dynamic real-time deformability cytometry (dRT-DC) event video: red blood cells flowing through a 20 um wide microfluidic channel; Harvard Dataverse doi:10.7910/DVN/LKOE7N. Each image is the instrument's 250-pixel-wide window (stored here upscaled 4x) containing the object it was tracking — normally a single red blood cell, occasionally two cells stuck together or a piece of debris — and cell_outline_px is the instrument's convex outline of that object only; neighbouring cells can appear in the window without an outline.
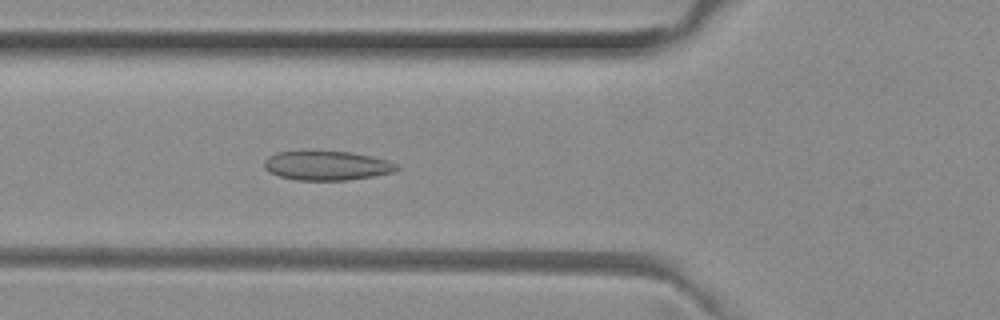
{"species": "common noctule bat (a hibernating species)", "species_latin": "Nyctalus noctula", "temperature_condition": "room temperature", "stored_images_in_passage": 41, "camera_frame_rate_fps": 3000, "um_per_image_px": 0.085, "animal": {"sex": "female", "body_mass_g": 29.2, "forearm_length_mm": 56.3}, "frame": {"image": 1, "passage_image": 11, "time_ms": 3.333, "image_size_px": [1000, 320], "cell_outline_px": [[400, 168], [396, 172], [376, 176], [348, 180], [296, 180], [280, 176], [268, 172], [264, 168], [264, 160], [268, 156], [276, 152], [348, 152], [372, 156], [388, 160], [400, 164]], "centroid_in_image_um": [27.84, 14.09], "position_along_channel_um": 98.0, "area_um2": 22.72}}
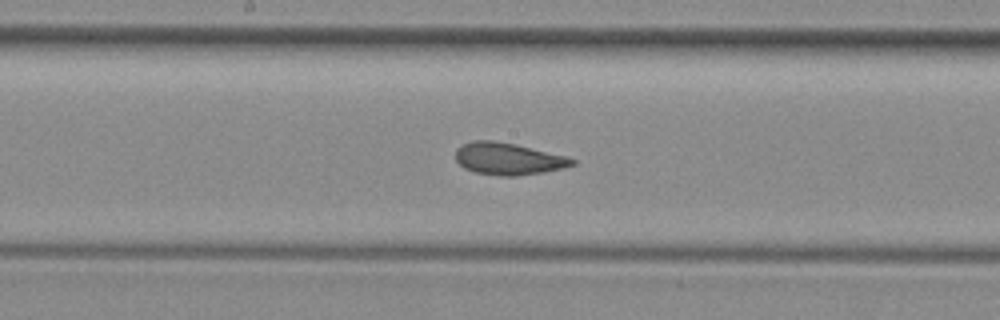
{"frame": {"image": 2, "passage_image": 19, "time_ms": 6.0, "image_size_px": [1000, 320], "cell_outline_px": [[576, 164], [564, 168], [544, 172], [516, 176], [500, 176], [472, 172], [464, 168], [456, 160], [456, 148], [460, 144], [472, 140], [492, 140], [516, 144], [568, 156], [576, 160]], "centroid_in_image_um": [43.2, 13.49], "position_along_channel_um": 205.0, "area_um2": 22.14}}
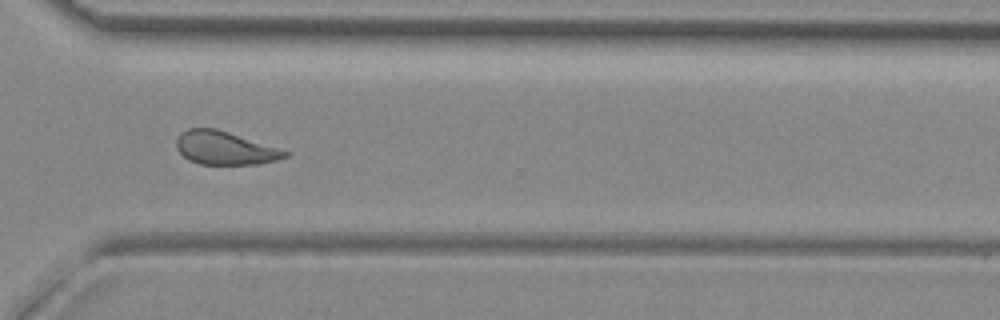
{"frame": {"image": 3, "passage_image": 30, "time_ms": 9.667, "image_size_px": [1000, 320], "cell_outline_px": [[292, 152], [288, 156], [276, 160], [260, 164], [200, 164], [188, 160], [176, 148], [176, 140], [180, 132], [188, 128], [216, 128]], "centroid_in_image_um": [19.11, 12.58], "position_along_channel_um": 351.5, "area_um2": 21.15}, "authors_computed_cell_mechanics": {"area_um2": 21.7906, "velocity_mm_per_s": 3.9945, "shape_relaxation_time_tau1_ms": null, "shape_relaxation_time_tau2_ms": 1.8852, "deformation_change_tau1": null, "deformation_change_tau2": 0.0932}}